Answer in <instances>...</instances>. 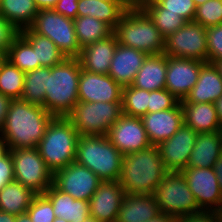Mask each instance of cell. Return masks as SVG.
Listing matches in <instances>:
<instances>
[{"label":"cell","instance_id":"cell-26","mask_svg":"<svg viewBox=\"0 0 222 222\" xmlns=\"http://www.w3.org/2000/svg\"><path fill=\"white\" fill-rule=\"evenodd\" d=\"M183 110L184 124L195 132L210 133L221 131L214 103L180 102Z\"/></svg>","mask_w":222,"mask_h":222},{"label":"cell","instance_id":"cell-61","mask_svg":"<svg viewBox=\"0 0 222 222\" xmlns=\"http://www.w3.org/2000/svg\"><path fill=\"white\" fill-rule=\"evenodd\" d=\"M0 58H6V53L0 49Z\"/></svg>","mask_w":222,"mask_h":222},{"label":"cell","instance_id":"cell-51","mask_svg":"<svg viewBox=\"0 0 222 222\" xmlns=\"http://www.w3.org/2000/svg\"><path fill=\"white\" fill-rule=\"evenodd\" d=\"M174 217L164 212L158 213L155 217L151 218L147 222H174Z\"/></svg>","mask_w":222,"mask_h":222},{"label":"cell","instance_id":"cell-29","mask_svg":"<svg viewBox=\"0 0 222 222\" xmlns=\"http://www.w3.org/2000/svg\"><path fill=\"white\" fill-rule=\"evenodd\" d=\"M19 34L32 46L39 67H53L62 63L66 56L60 51L56 44L48 37L39 35L29 28H24Z\"/></svg>","mask_w":222,"mask_h":222},{"label":"cell","instance_id":"cell-15","mask_svg":"<svg viewBox=\"0 0 222 222\" xmlns=\"http://www.w3.org/2000/svg\"><path fill=\"white\" fill-rule=\"evenodd\" d=\"M204 63L195 59L167 56L165 89L178 100L185 99L195 86Z\"/></svg>","mask_w":222,"mask_h":222},{"label":"cell","instance_id":"cell-48","mask_svg":"<svg viewBox=\"0 0 222 222\" xmlns=\"http://www.w3.org/2000/svg\"><path fill=\"white\" fill-rule=\"evenodd\" d=\"M128 9L143 8L151 0H120Z\"/></svg>","mask_w":222,"mask_h":222},{"label":"cell","instance_id":"cell-4","mask_svg":"<svg viewBox=\"0 0 222 222\" xmlns=\"http://www.w3.org/2000/svg\"><path fill=\"white\" fill-rule=\"evenodd\" d=\"M78 133L67 117H54L37 149L54 174L76 160Z\"/></svg>","mask_w":222,"mask_h":222},{"label":"cell","instance_id":"cell-33","mask_svg":"<svg viewBox=\"0 0 222 222\" xmlns=\"http://www.w3.org/2000/svg\"><path fill=\"white\" fill-rule=\"evenodd\" d=\"M48 75H50V67L44 66L26 72L21 100L44 108Z\"/></svg>","mask_w":222,"mask_h":222},{"label":"cell","instance_id":"cell-42","mask_svg":"<svg viewBox=\"0 0 222 222\" xmlns=\"http://www.w3.org/2000/svg\"><path fill=\"white\" fill-rule=\"evenodd\" d=\"M165 12H172L178 14L186 21H193L196 5L193 0H156Z\"/></svg>","mask_w":222,"mask_h":222},{"label":"cell","instance_id":"cell-21","mask_svg":"<svg viewBox=\"0 0 222 222\" xmlns=\"http://www.w3.org/2000/svg\"><path fill=\"white\" fill-rule=\"evenodd\" d=\"M117 45L116 35L112 33L84 47L78 57L81 68L92 73L108 74Z\"/></svg>","mask_w":222,"mask_h":222},{"label":"cell","instance_id":"cell-6","mask_svg":"<svg viewBox=\"0 0 222 222\" xmlns=\"http://www.w3.org/2000/svg\"><path fill=\"white\" fill-rule=\"evenodd\" d=\"M121 45L140 50L147 55L164 51V37L149 15L142 9H127L113 30Z\"/></svg>","mask_w":222,"mask_h":222},{"label":"cell","instance_id":"cell-55","mask_svg":"<svg viewBox=\"0 0 222 222\" xmlns=\"http://www.w3.org/2000/svg\"><path fill=\"white\" fill-rule=\"evenodd\" d=\"M15 222H32V220L29 217L28 213L25 212L23 214L16 215Z\"/></svg>","mask_w":222,"mask_h":222},{"label":"cell","instance_id":"cell-46","mask_svg":"<svg viewBox=\"0 0 222 222\" xmlns=\"http://www.w3.org/2000/svg\"><path fill=\"white\" fill-rule=\"evenodd\" d=\"M78 0H58L56 6L53 8L57 13L65 17L75 19L78 11Z\"/></svg>","mask_w":222,"mask_h":222},{"label":"cell","instance_id":"cell-16","mask_svg":"<svg viewBox=\"0 0 222 222\" xmlns=\"http://www.w3.org/2000/svg\"><path fill=\"white\" fill-rule=\"evenodd\" d=\"M198 135L191 127L182 124L178 131L157 147L165 168L169 172H180L187 168L190 153L193 150L196 136Z\"/></svg>","mask_w":222,"mask_h":222},{"label":"cell","instance_id":"cell-44","mask_svg":"<svg viewBox=\"0 0 222 222\" xmlns=\"http://www.w3.org/2000/svg\"><path fill=\"white\" fill-rule=\"evenodd\" d=\"M174 222H219L216 211L200 210L188 215L179 216L174 219Z\"/></svg>","mask_w":222,"mask_h":222},{"label":"cell","instance_id":"cell-31","mask_svg":"<svg viewBox=\"0 0 222 222\" xmlns=\"http://www.w3.org/2000/svg\"><path fill=\"white\" fill-rule=\"evenodd\" d=\"M38 11L33 0H0V16L19 31L32 24Z\"/></svg>","mask_w":222,"mask_h":222},{"label":"cell","instance_id":"cell-52","mask_svg":"<svg viewBox=\"0 0 222 222\" xmlns=\"http://www.w3.org/2000/svg\"><path fill=\"white\" fill-rule=\"evenodd\" d=\"M10 153V147L0 134V160Z\"/></svg>","mask_w":222,"mask_h":222},{"label":"cell","instance_id":"cell-50","mask_svg":"<svg viewBox=\"0 0 222 222\" xmlns=\"http://www.w3.org/2000/svg\"><path fill=\"white\" fill-rule=\"evenodd\" d=\"M39 10L41 9H53L58 0H33Z\"/></svg>","mask_w":222,"mask_h":222},{"label":"cell","instance_id":"cell-32","mask_svg":"<svg viewBox=\"0 0 222 222\" xmlns=\"http://www.w3.org/2000/svg\"><path fill=\"white\" fill-rule=\"evenodd\" d=\"M74 28L81 49L113 33L106 23L90 16H77Z\"/></svg>","mask_w":222,"mask_h":222},{"label":"cell","instance_id":"cell-14","mask_svg":"<svg viewBox=\"0 0 222 222\" xmlns=\"http://www.w3.org/2000/svg\"><path fill=\"white\" fill-rule=\"evenodd\" d=\"M123 154H130L151 146L141 117L122 115L106 135Z\"/></svg>","mask_w":222,"mask_h":222},{"label":"cell","instance_id":"cell-24","mask_svg":"<svg viewBox=\"0 0 222 222\" xmlns=\"http://www.w3.org/2000/svg\"><path fill=\"white\" fill-rule=\"evenodd\" d=\"M160 213L153 194H127L118 211L116 222H147Z\"/></svg>","mask_w":222,"mask_h":222},{"label":"cell","instance_id":"cell-9","mask_svg":"<svg viewBox=\"0 0 222 222\" xmlns=\"http://www.w3.org/2000/svg\"><path fill=\"white\" fill-rule=\"evenodd\" d=\"M153 195L160 212L174 218L202 210L181 172H168Z\"/></svg>","mask_w":222,"mask_h":222},{"label":"cell","instance_id":"cell-53","mask_svg":"<svg viewBox=\"0 0 222 222\" xmlns=\"http://www.w3.org/2000/svg\"><path fill=\"white\" fill-rule=\"evenodd\" d=\"M215 110L217 112L218 119L222 126V95L214 103Z\"/></svg>","mask_w":222,"mask_h":222},{"label":"cell","instance_id":"cell-25","mask_svg":"<svg viewBox=\"0 0 222 222\" xmlns=\"http://www.w3.org/2000/svg\"><path fill=\"white\" fill-rule=\"evenodd\" d=\"M167 72V55H147L142 67L134 78L133 87L147 91L165 89Z\"/></svg>","mask_w":222,"mask_h":222},{"label":"cell","instance_id":"cell-37","mask_svg":"<svg viewBox=\"0 0 222 222\" xmlns=\"http://www.w3.org/2000/svg\"><path fill=\"white\" fill-rule=\"evenodd\" d=\"M150 91L138 89L132 85L122 89V112L130 117H142L147 114Z\"/></svg>","mask_w":222,"mask_h":222},{"label":"cell","instance_id":"cell-59","mask_svg":"<svg viewBox=\"0 0 222 222\" xmlns=\"http://www.w3.org/2000/svg\"><path fill=\"white\" fill-rule=\"evenodd\" d=\"M84 222H98V221L95 220L93 217L89 216Z\"/></svg>","mask_w":222,"mask_h":222},{"label":"cell","instance_id":"cell-5","mask_svg":"<svg viewBox=\"0 0 222 222\" xmlns=\"http://www.w3.org/2000/svg\"><path fill=\"white\" fill-rule=\"evenodd\" d=\"M123 154L106 135L79 136L76 162L93 171L102 181H118Z\"/></svg>","mask_w":222,"mask_h":222},{"label":"cell","instance_id":"cell-54","mask_svg":"<svg viewBox=\"0 0 222 222\" xmlns=\"http://www.w3.org/2000/svg\"><path fill=\"white\" fill-rule=\"evenodd\" d=\"M16 215L0 211V222H15Z\"/></svg>","mask_w":222,"mask_h":222},{"label":"cell","instance_id":"cell-58","mask_svg":"<svg viewBox=\"0 0 222 222\" xmlns=\"http://www.w3.org/2000/svg\"><path fill=\"white\" fill-rule=\"evenodd\" d=\"M196 6H199L201 4H204L208 0H193Z\"/></svg>","mask_w":222,"mask_h":222},{"label":"cell","instance_id":"cell-38","mask_svg":"<svg viewBox=\"0 0 222 222\" xmlns=\"http://www.w3.org/2000/svg\"><path fill=\"white\" fill-rule=\"evenodd\" d=\"M193 21L205 28L222 24V0H208L197 6Z\"/></svg>","mask_w":222,"mask_h":222},{"label":"cell","instance_id":"cell-49","mask_svg":"<svg viewBox=\"0 0 222 222\" xmlns=\"http://www.w3.org/2000/svg\"><path fill=\"white\" fill-rule=\"evenodd\" d=\"M213 169H214L215 174L217 176L220 190L222 191V153L219 155V158L215 162Z\"/></svg>","mask_w":222,"mask_h":222},{"label":"cell","instance_id":"cell-20","mask_svg":"<svg viewBox=\"0 0 222 222\" xmlns=\"http://www.w3.org/2000/svg\"><path fill=\"white\" fill-rule=\"evenodd\" d=\"M146 57V53L118 43L108 75L122 87L129 86L133 83Z\"/></svg>","mask_w":222,"mask_h":222},{"label":"cell","instance_id":"cell-3","mask_svg":"<svg viewBox=\"0 0 222 222\" xmlns=\"http://www.w3.org/2000/svg\"><path fill=\"white\" fill-rule=\"evenodd\" d=\"M78 58H66L50 67L44 108L54 117H67L78 99V83L81 72Z\"/></svg>","mask_w":222,"mask_h":222},{"label":"cell","instance_id":"cell-7","mask_svg":"<svg viewBox=\"0 0 222 222\" xmlns=\"http://www.w3.org/2000/svg\"><path fill=\"white\" fill-rule=\"evenodd\" d=\"M122 115V102L78 101L67 118L79 136H101L107 135Z\"/></svg>","mask_w":222,"mask_h":222},{"label":"cell","instance_id":"cell-2","mask_svg":"<svg viewBox=\"0 0 222 222\" xmlns=\"http://www.w3.org/2000/svg\"><path fill=\"white\" fill-rule=\"evenodd\" d=\"M169 171L157 146L123 155L118 182L127 194H153Z\"/></svg>","mask_w":222,"mask_h":222},{"label":"cell","instance_id":"cell-47","mask_svg":"<svg viewBox=\"0 0 222 222\" xmlns=\"http://www.w3.org/2000/svg\"><path fill=\"white\" fill-rule=\"evenodd\" d=\"M12 99L0 93V132L2 131Z\"/></svg>","mask_w":222,"mask_h":222},{"label":"cell","instance_id":"cell-60","mask_svg":"<svg viewBox=\"0 0 222 222\" xmlns=\"http://www.w3.org/2000/svg\"><path fill=\"white\" fill-rule=\"evenodd\" d=\"M53 222H67V221L63 218L56 217Z\"/></svg>","mask_w":222,"mask_h":222},{"label":"cell","instance_id":"cell-12","mask_svg":"<svg viewBox=\"0 0 222 222\" xmlns=\"http://www.w3.org/2000/svg\"><path fill=\"white\" fill-rule=\"evenodd\" d=\"M101 182L93 171L76 161L53 174V184L78 200L89 201Z\"/></svg>","mask_w":222,"mask_h":222},{"label":"cell","instance_id":"cell-28","mask_svg":"<svg viewBox=\"0 0 222 222\" xmlns=\"http://www.w3.org/2000/svg\"><path fill=\"white\" fill-rule=\"evenodd\" d=\"M77 8V16L94 17L112 30L128 9L120 0H78Z\"/></svg>","mask_w":222,"mask_h":222},{"label":"cell","instance_id":"cell-11","mask_svg":"<svg viewBox=\"0 0 222 222\" xmlns=\"http://www.w3.org/2000/svg\"><path fill=\"white\" fill-rule=\"evenodd\" d=\"M163 53L169 57L207 62L206 28L195 21H187L184 26L164 39Z\"/></svg>","mask_w":222,"mask_h":222},{"label":"cell","instance_id":"cell-41","mask_svg":"<svg viewBox=\"0 0 222 222\" xmlns=\"http://www.w3.org/2000/svg\"><path fill=\"white\" fill-rule=\"evenodd\" d=\"M180 100H178L167 89L150 91V101L147 113L163 111L174 108Z\"/></svg>","mask_w":222,"mask_h":222},{"label":"cell","instance_id":"cell-36","mask_svg":"<svg viewBox=\"0 0 222 222\" xmlns=\"http://www.w3.org/2000/svg\"><path fill=\"white\" fill-rule=\"evenodd\" d=\"M25 73L5 59L0 67V93L12 100L21 99Z\"/></svg>","mask_w":222,"mask_h":222},{"label":"cell","instance_id":"cell-17","mask_svg":"<svg viewBox=\"0 0 222 222\" xmlns=\"http://www.w3.org/2000/svg\"><path fill=\"white\" fill-rule=\"evenodd\" d=\"M123 87L108 74H98L81 69L78 99L82 102H122Z\"/></svg>","mask_w":222,"mask_h":222},{"label":"cell","instance_id":"cell-23","mask_svg":"<svg viewBox=\"0 0 222 222\" xmlns=\"http://www.w3.org/2000/svg\"><path fill=\"white\" fill-rule=\"evenodd\" d=\"M222 95V77L213 63L205 62L198 80L185 99L180 102L215 103Z\"/></svg>","mask_w":222,"mask_h":222},{"label":"cell","instance_id":"cell-39","mask_svg":"<svg viewBox=\"0 0 222 222\" xmlns=\"http://www.w3.org/2000/svg\"><path fill=\"white\" fill-rule=\"evenodd\" d=\"M26 212L32 222H53L56 218L51 202L43 194L34 197Z\"/></svg>","mask_w":222,"mask_h":222},{"label":"cell","instance_id":"cell-45","mask_svg":"<svg viewBox=\"0 0 222 222\" xmlns=\"http://www.w3.org/2000/svg\"><path fill=\"white\" fill-rule=\"evenodd\" d=\"M14 170L11 153L0 160V191L14 181Z\"/></svg>","mask_w":222,"mask_h":222},{"label":"cell","instance_id":"cell-57","mask_svg":"<svg viewBox=\"0 0 222 222\" xmlns=\"http://www.w3.org/2000/svg\"><path fill=\"white\" fill-rule=\"evenodd\" d=\"M219 222H222V205L216 210Z\"/></svg>","mask_w":222,"mask_h":222},{"label":"cell","instance_id":"cell-43","mask_svg":"<svg viewBox=\"0 0 222 222\" xmlns=\"http://www.w3.org/2000/svg\"><path fill=\"white\" fill-rule=\"evenodd\" d=\"M19 30L0 16V49L6 53L13 40L19 35Z\"/></svg>","mask_w":222,"mask_h":222},{"label":"cell","instance_id":"cell-40","mask_svg":"<svg viewBox=\"0 0 222 222\" xmlns=\"http://www.w3.org/2000/svg\"><path fill=\"white\" fill-rule=\"evenodd\" d=\"M207 62L222 59V24L206 28Z\"/></svg>","mask_w":222,"mask_h":222},{"label":"cell","instance_id":"cell-10","mask_svg":"<svg viewBox=\"0 0 222 222\" xmlns=\"http://www.w3.org/2000/svg\"><path fill=\"white\" fill-rule=\"evenodd\" d=\"M14 179L34 193L44 194L53 184V173L48 169L37 148L10 150Z\"/></svg>","mask_w":222,"mask_h":222},{"label":"cell","instance_id":"cell-22","mask_svg":"<svg viewBox=\"0 0 222 222\" xmlns=\"http://www.w3.org/2000/svg\"><path fill=\"white\" fill-rule=\"evenodd\" d=\"M43 195L51 202L55 217L67 222H84L90 216L89 201L74 199L54 184Z\"/></svg>","mask_w":222,"mask_h":222},{"label":"cell","instance_id":"cell-56","mask_svg":"<svg viewBox=\"0 0 222 222\" xmlns=\"http://www.w3.org/2000/svg\"><path fill=\"white\" fill-rule=\"evenodd\" d=\"M213 65L217 68L219 75L222 77V59L214 61Z\"/></svg>","mask_w":222,"mask_h":222},{"label":"cell","instance_id":"cell-27","mask_svg":"<svg viewBox=\"0 0 222 222\" xmlns=\"http://www.w3.org/2000/svg\"><path fill=\"white\" fill-rule=\"evenodd\" d=\"M222 153V132L199 133L187 167L212 168Z\"/></svg>","mask_w":222,"mask_h":222},{"label":"cell","instance_id":"cell-62","mask_svg":"<svg viewBox=\"0 0 222 222\" xmlns=\"http://www.w3.org/2000/svg\"><path fill=\"white\" fill-rule=\"evenodd\" d=\"M6 58H0V67H1V65H2V63H3V61L5 60Z\"/></svg>","mask_w":222,"mask_h":222},{"label":"cell","instance_id":"cell-19","mask_svg":"<svg viewBox=\"0 0 222 222\" xmlns=\"http://www.w3.org/2000/svg\"><path fill=\"white\" fill-rule=\"evenodd\" d=\"M151 145L158 146L171 138L184 124L180 102L171 109L147 113L141 117Z\"/></svg>","mask_w":222,"mask_h":222},{"label":"cell","instance_id":"cell-35","mask_svg":"<svg viewBox=\"0 0 222 222\" xmlns=\"http://www.w3.org/2000/svg\"><path fill=\"white\" fill-rule=\"evenodd\" d=\"M6 59L24 73L39 68L34 49L20 34L8 47Z\"/></svg>","mask_w":222,"mask_h":222},{"label":"cell","instance_id":"cell-34","mask_svg":"<svg viewBox=\"0 0 222 222\" xmlns=\"http://www.w3.org/2000/svg\"><path fill=\"white\" fill-rule=\"evenodd\" d=\"M142 9L149 15L164 38L175 33L187 22L178 14L165 12V8H163L156 0H151Z\"/></svg>","mask_w":222,"mask_h":222},{"label":"cell","instance_id":"cell-13","mask_svg":"<svg viewBox=\"0 0 222 222\" xmlns=\"http://www.w3.org/2000/svg\"><path fill=\"white\" fill-rule=\"evenodd\" d=\"M180 172L202 210L216 211L222 205V191L213 167H187Z\"/></svg>","mask_w":222,"mask_h":222},{"label":"cell","instance_id":"cell-18","mask_svg":"<svg viewBox=\"0 0 222 222\" xmlns=\"http://www.w3.org/2000/svg\"><path fill=\"white\" fill-rule=\"evenodd\" d=\"M124 194L118 181H102L89 200L90 216L98 222H116Z\"/></svg>","mask_w":222,"mask_h":222},{"label":"cell","instance_id":"cell-1","mask_svg":"<svg viewBox=\"0 0 222 222\" xmlns=\"http://www.w3.org/2000/svg\"><path fill=\"white\" fill-rule=\"evenodd\" d=\"M54 118L45 108L21 99L12 100L0 134L10 150L37 148Z\"/></svg>","mask_w":222,"mask_h":222},{"label":"cell","instance_id":"cell-8","mask_svg":"<svg viewBox=\"0 0 222 222\" xmlns=\"http://www.w3.org/2000/svg\"><path fill=\"white\" fill-rule=\"evenodd\" d=\"M28 28L52 40L66 58L79 57L81 48L75 33L74 19L54 9H41Z\"/></svg>","mask_w":222,"mask_h":222},{"label":"cell","instance_id":"cell-30","mask_svg":"<svg viewBox=\"0 0 222 222\" xmlns=\"http://www.w3.org/2000/svg\"><path fill=\"white\" fill-rule=\"evenodd\" d=\"M37 194L17 181L0 191V211L19 215L25 213Z\"/></svg>","mask_w":222,"mask_h":222}]
</instances>
